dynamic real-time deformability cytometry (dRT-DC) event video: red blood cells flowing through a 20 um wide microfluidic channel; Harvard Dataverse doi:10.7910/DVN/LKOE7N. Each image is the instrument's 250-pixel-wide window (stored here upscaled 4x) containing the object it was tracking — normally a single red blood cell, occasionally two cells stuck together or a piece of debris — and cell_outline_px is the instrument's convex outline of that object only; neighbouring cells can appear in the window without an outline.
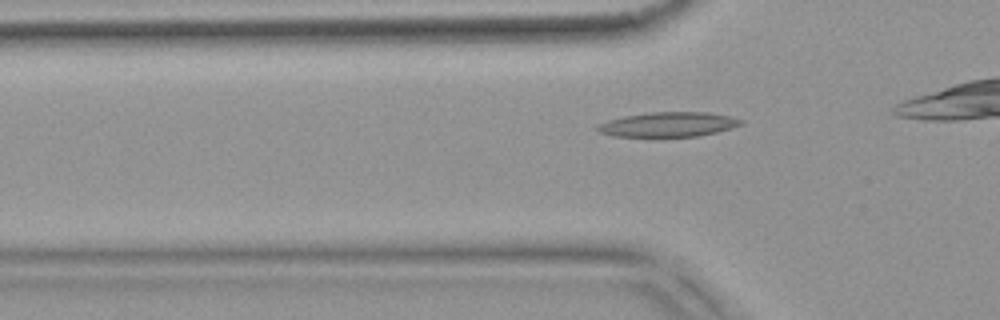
{"species": "common noctule bat (a hibernating species)", "species_latin": "Nyctalus noctula", "temperature_condition": "warm", "stored_images_in_passage": 39, "camera_frame_rate_fps": 3000, "um_per_image_px": 0.085, "animal": {"sex": "female", "body_mass_g": 18.4}, "frame": {"image": 1, "passage_image": 12, "time_ms": 3.667, "image_size_px": [1000, 320], "cell_outline_px": [[744, 124], [716, 132], [700, 136], [612, 136], [600, 132], [596, 128], [600, 124], [608, 120], [624, 116], [648, 112], [708, 112], [732, 116], [744, 120]], "centroid_in_image_um": [56.86, 10.56], "position_along_channel_um": 68.9, "area_um2": 20.58}}
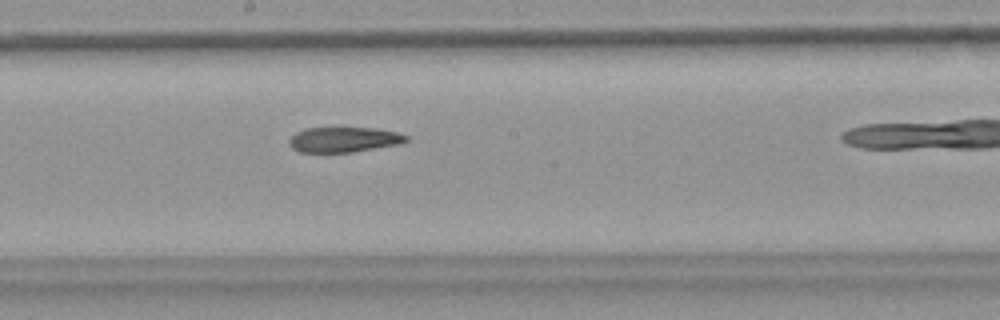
{"frame": {"image": 2, "passage_image": 24, "time_ms": 7.667, "image_size_px": [1000, 320], "cell_outline_px": [[408, 140], [396, 144], [352, 152], [300, 152], [292, 148], [288, 144], [288, 140], [296, 132], [304, 128], [336, 124], [340, 124], [376, 128], [396, 132], [408, 136]], "centroid_in_image_um": [29.15, 11.79], "position_along_channel_um": 219.0, "area_um2": 18.09}}
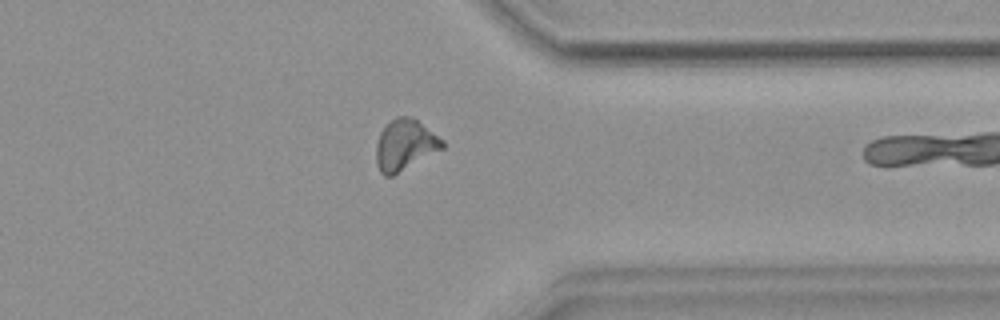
{"frame": {"image": 3, "passage_image": 37, "time_ms": 12.0, "image_size_px": [1000, 320], "cell_outline_px": [[444, 148], [392, 176], [384, 176], [380, 172], [376, 164], [376, 144], [380, 132], [396, 116], [412, 116], [444, 140]], "centroid_in_image_um": [34.42, 12.32], "position_along_channel_um": 377.0, "area_um2": 19.59}}